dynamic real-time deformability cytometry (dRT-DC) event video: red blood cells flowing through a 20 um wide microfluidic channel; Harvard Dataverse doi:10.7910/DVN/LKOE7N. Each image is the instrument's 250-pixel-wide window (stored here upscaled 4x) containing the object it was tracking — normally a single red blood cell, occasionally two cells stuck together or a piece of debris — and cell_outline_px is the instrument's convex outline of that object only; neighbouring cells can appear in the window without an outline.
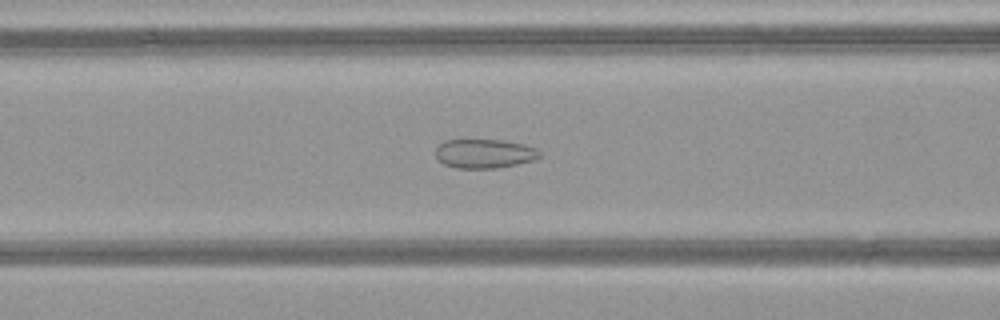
{"species": "common noctule bat (a hibernating species)", "species_latin": "Nyctalus noctula", "temperature_condition": "warm", "stored_images_in_passage": 46, "camera_frame_rate_fps": 3000, "um_per_image_px": 0.085, "animal": {"sex": "female", "body_mass_g": 21.9}, "frame": {"image": 1, "passage_image": 21, "time_ms": 6.667, "image_size_px": [1000, 320], "cell_outline_px": [[540, 156], [532, 160], [516, 164], [496, 168], [456, 168], [444, 164], [436, 156], [436, 148], [444, 140], [504, 140], [524, 144], [536, 148], [540, 152]], "centroid_in_image_um": [41.17, 13.05], "position_along_channel_um": 125.4, "area_um2": 17.51}}
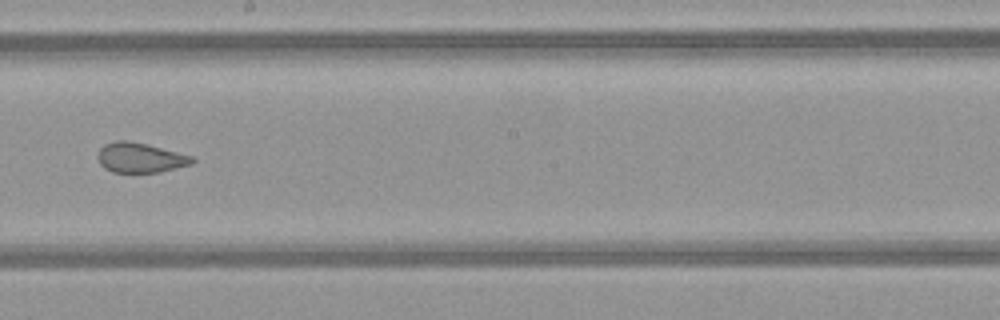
{"frame": {"image": 2, "passage_image": 29, "time_ms": 9.333, "image_size_px": [1000, 320], "cell_outline_px": [[196, 160], [192, 164], [160, 172], [112, 172], [104, 168], [100, 164], [96, 156], [100, 148], [104, 144], [116, 140], [128, 140], [192, 156]], "centroid_in_image_um": [11.88, 13.41], "position_along_channel_um": 236.3, "area_um2": 16.36}}
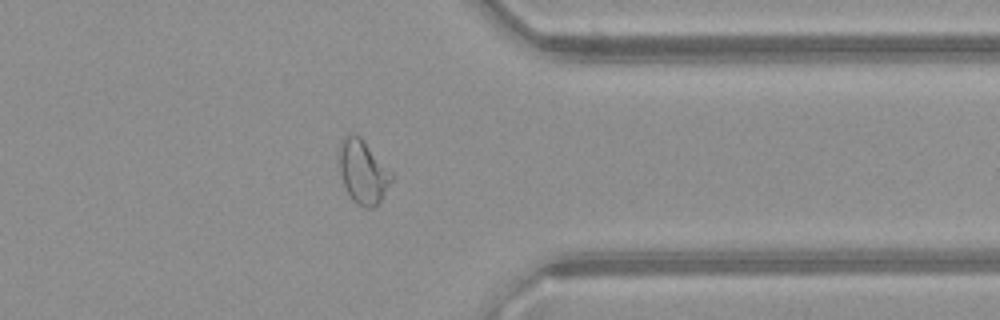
{"frame": {"image": 3, "passage_image": 40, "time_ms": 13.0, "image_size_px": [1000, 320], "cell_outline_px": [[392, 180], [380, 200], [372, 208], [364, 208], [356, 204], [352, 200], [344, 184], [336, 160], [336, 152], [344, 136], [348, 132], [352, 132], [360, 136], [392, 172]], "centroid_in_image_um": [30.79, 14.55], "position_along_channel_um": 380.6, "area_um2": 19.71}}